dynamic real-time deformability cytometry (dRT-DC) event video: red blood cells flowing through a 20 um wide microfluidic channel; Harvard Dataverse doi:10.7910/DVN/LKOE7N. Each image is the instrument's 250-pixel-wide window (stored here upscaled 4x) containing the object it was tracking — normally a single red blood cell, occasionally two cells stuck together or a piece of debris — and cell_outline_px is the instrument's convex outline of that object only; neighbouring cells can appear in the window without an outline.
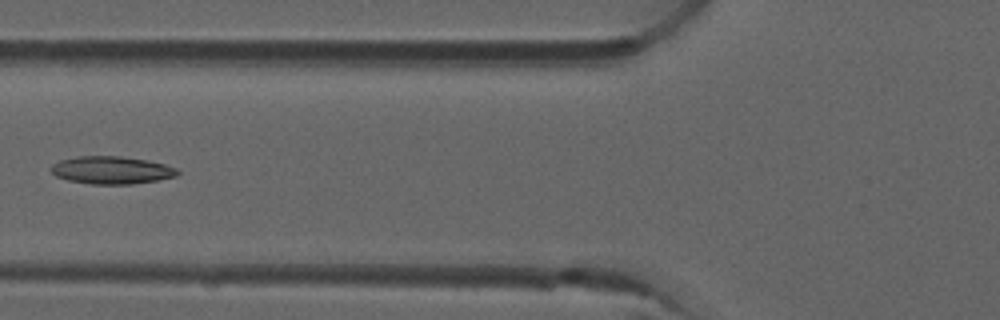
{"species": "common noctule bat (a hibernating species)", "species_latin": "Nyctalus noctula", "temperature_condition": "room temperature", "stored_images_in_passage": 6, "camera_frame_rate_fps": 3000, "um_per_image_px": 0.085, "animal": {"sex": "male", "forearm_length_mm": 52.5}, "frame": {"image": 1, "passage_image": 6, "time_ms": 1.667, "image_size_px": [1000, 320], "cell_outline_px": [[180, 172], [176, 176], [156, 180], [132, 184], [88, 184], [68, 180], [56, 176], [52, 172], [52, 164], [60, 160], [76, 156], [120, 156], [148, 160], [164, 164], [176, 168]], "centroid_in_image_um": [9.47, 14.46], "position_along_channel_um": 116.3, "area_um2": 20.35}}